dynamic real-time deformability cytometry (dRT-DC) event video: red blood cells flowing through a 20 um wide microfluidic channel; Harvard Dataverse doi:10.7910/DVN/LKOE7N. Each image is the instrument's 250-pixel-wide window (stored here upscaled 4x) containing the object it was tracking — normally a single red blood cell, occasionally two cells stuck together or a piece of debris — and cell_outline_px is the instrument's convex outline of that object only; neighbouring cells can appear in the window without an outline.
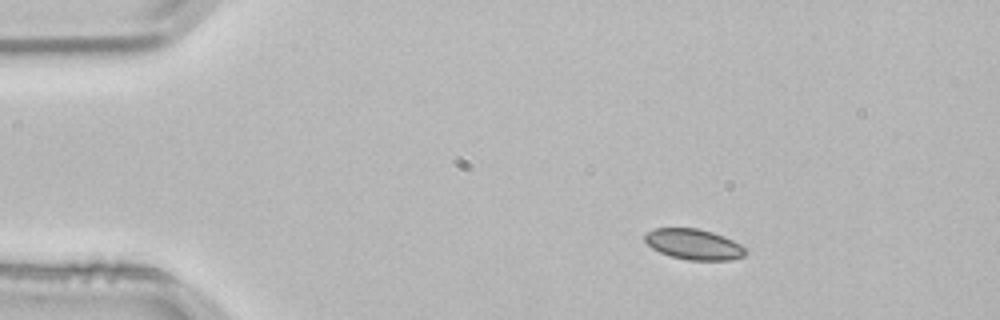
{"species": "common noctule bat (a hibernating species)", "species_latin": "Nyctalus noctula", "temperature_condition": "room temperature", "stored_images_in_passage": 3, "camera_frame_rate_fps": 3000, "um_per_image_px": 0.085, "animal": {"sex": "male", "body_mass_g": 21.5, "forearm_length_mm": 52.0}, "frame": {"image": 1, "passage_image": 1, "time_ms": 0.0, "image_size_px": [1000, 320], "cell_outline_px": [[748, 252], [744, 256], [732, 260], [688, 260], [672, 256], [660, 252], [652, 248], [644, 240], [644, 232], [656, 228], [696, 228], [712, 232], [724, 236], [740, 244]], "centroid_in_image_um": [58.97, 20.76], "position_along_channel_um": 26.0, "area_um2": 17.98}}
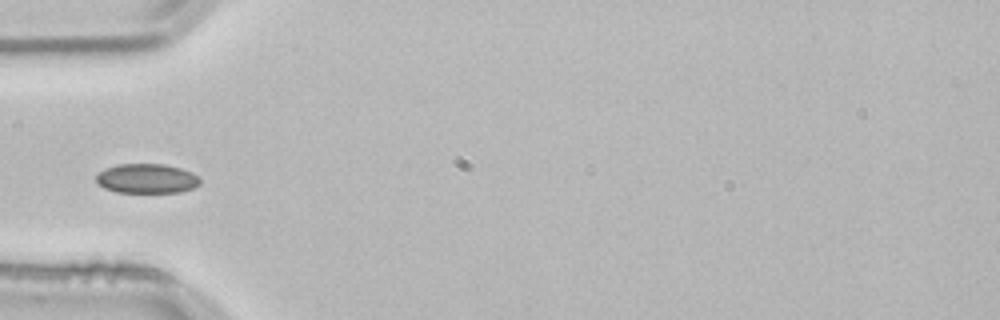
{"frame": {"image": 2, "passage_image": 3, "time_ms": 0.667, "image_size_px": [1000, 320], "cell_outline_px": [[200, 184], [192, 188], [180, 192], [116, 192], [104, 188], [96, 184], [96, 176], [104, 168], [116, 164], [164, 164], [180, 168], [192, 172], [200, 180]], "centroid_in_image_um": [12.44, 15.17], "position_along_channel_um": 72.6, "area_um2": 17.92}}